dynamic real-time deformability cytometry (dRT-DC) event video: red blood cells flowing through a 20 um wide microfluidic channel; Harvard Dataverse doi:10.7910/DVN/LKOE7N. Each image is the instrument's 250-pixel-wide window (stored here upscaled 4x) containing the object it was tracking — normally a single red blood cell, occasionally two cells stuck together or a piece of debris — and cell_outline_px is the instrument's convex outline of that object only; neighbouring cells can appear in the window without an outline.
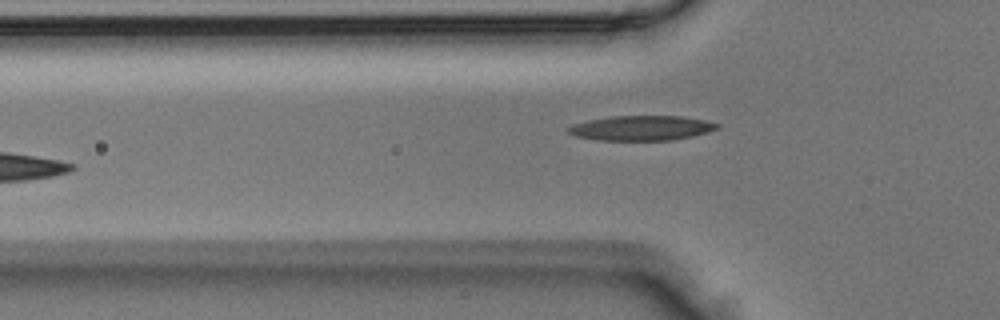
{"species": "Egyptian fruit bat (a non-hibernating species)", "species_latin": "Rousettus aegyptiacus", "temperature_condition": "room temperature", "stored_images_in_passage": 3, "camera_frame_rate_fps": 3000, "um_per_image_px": 0.085, "animal": {"sex": "male"}, "frame": {"image": 1, "passage_image": 3, "time_ms": 0.667, "image_size_px": [1000, 320], "cell_outline_px": [[720, 128], [708, 132], [692, 136], [672, 140], [596, 140], [576, 136], [568, 132], [564, 128], [572, 124], [588, 120], [608, 116], [680, 116], [704, 120], [720, 124]], "centroid_in_image_um": [54.49, 10.88], "position_along_channel_um": 71.3, "area_um2": 21.68}}